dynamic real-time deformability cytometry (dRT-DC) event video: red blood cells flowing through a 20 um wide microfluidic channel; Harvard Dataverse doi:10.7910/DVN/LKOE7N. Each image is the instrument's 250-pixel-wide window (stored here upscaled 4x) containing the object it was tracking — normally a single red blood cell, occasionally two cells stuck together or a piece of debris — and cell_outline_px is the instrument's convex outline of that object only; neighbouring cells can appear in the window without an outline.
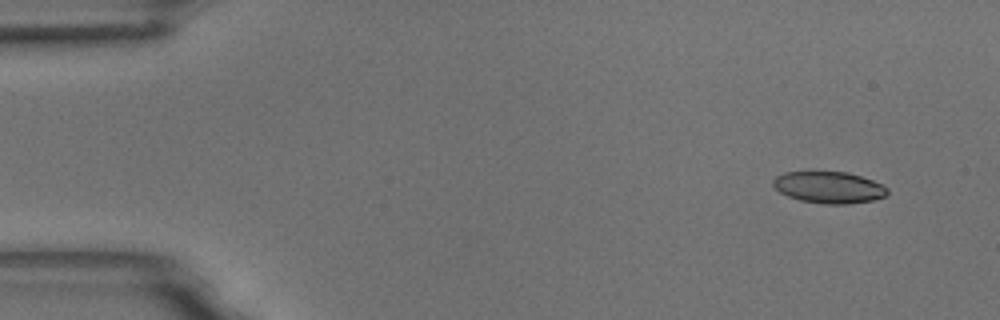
{"species": "common noctule bat (a hibernating species)", "species_latin": "Nyctalus noctula", "temperature_condition": "room temperature", "stored_images_in_passage": 9, "camera_frame_rate_fps": 3000, "um_per_image_px": 0.085, "animal": {"sex": "male", "body_mass_g": 18.8}, "frame": {"image": 1, "passage_image": 1, "time_ms": 0.0, "image_size_px": [1000, 320], "cell_outline_px": [[888, 192], [884, 196], [872, 200], [848, 204], [824, 204], [800, 200], [788, 196], [780, 192], [772, 184], [772, 180], [776, 176], [784, 172], [812, 168], [848, 172], [872, 180], [888, 188]], "centroid_in_image_um": [70.39, 15.86], "position_along_channel_um": 14.6, "area_um2": 21.85}}